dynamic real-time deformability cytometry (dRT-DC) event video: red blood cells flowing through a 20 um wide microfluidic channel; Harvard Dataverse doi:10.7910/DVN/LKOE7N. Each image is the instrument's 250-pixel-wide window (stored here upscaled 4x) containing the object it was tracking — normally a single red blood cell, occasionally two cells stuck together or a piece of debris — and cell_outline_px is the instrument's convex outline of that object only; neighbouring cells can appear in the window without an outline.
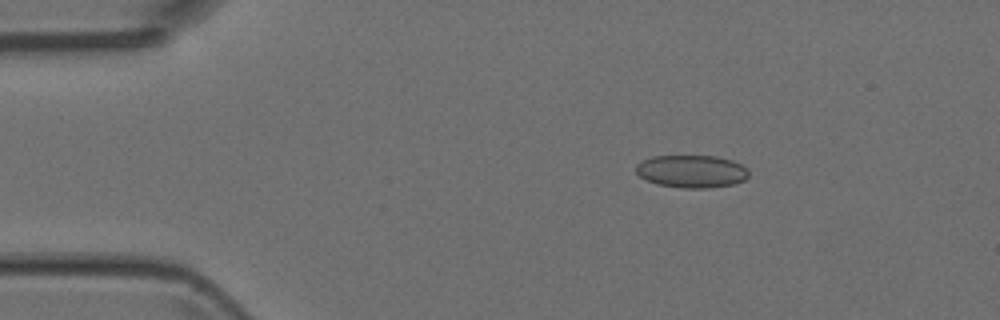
{"species": "Egyptian fruit bat (a non-hibernating species)", "species_latin": "Rousettus aegyptiacus", "temperature_condition": "room temperature", "stored_images_in_passage": 5, "camera_frame_rate_fps": 3000, "um_per_image_px": 0.085, "animal": {"sex": "female"}, "frame": {"image": 1, "passage_image": 3, "time_ms": 0.667, "image_size_px": [1000, 320], "cell_outline_px": [[748, 176], [744, 180], [732, 184], [708, 188], [684, 188], [656, 184], [640, 176], [636, 172], [636, 164], [652, 156], [716, 156], [732, 160], [748, 168]], "centroid_in_image_um": [58.79, 14.56], "position_along_channel_um": 26.2, "area_um2": 21.39}}
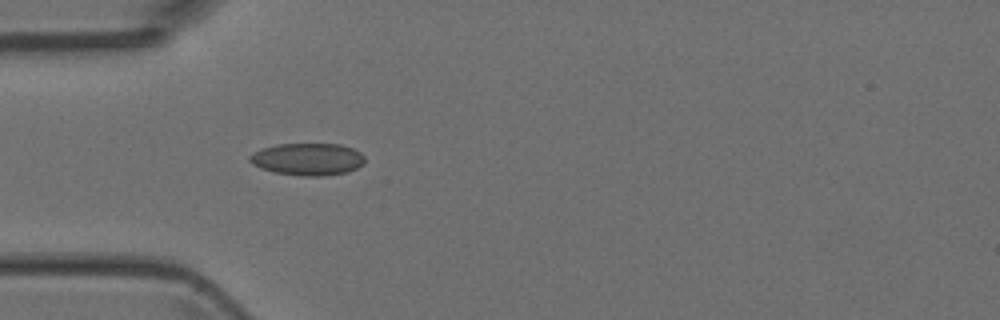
{"frame": {"image": 2, "passage_image": 5, "time_ms": 1.333, "image_size_px": [1000, 320], "cell_outline_px": [[364, 164], [348, 172], [324, 176], [304, 176], [272, 172], [260, 168], [252, 164], [248, 160], [248, 156], [264, 148], [276, 144], [340, 144], [352, 148], [360, 152], [364, 156]], "centroid_in_image_um": [26.16, 13.54], "position_along_channel_um": 58.8, "area_um2": 21.68}}